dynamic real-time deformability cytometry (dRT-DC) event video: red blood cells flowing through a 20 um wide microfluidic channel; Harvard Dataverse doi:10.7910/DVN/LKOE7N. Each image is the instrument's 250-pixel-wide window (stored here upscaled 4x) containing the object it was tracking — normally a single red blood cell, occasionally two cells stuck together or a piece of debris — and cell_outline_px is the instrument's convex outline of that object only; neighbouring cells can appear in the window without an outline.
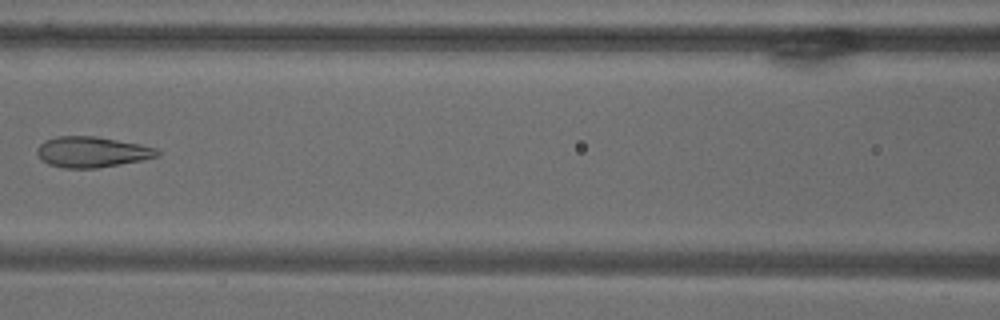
{"species": "common noctule bat (a hibernating species)", "species_latin": "Nyctalus noctula", "temperature_condition": "warm", "stored_images_in_passage": 10, "camera_frame_rate_fps": 3000, "um_per_image_px": 0.085, "animal": {"sex": "male", "body_mass_g": 18.8}, "frame": {"image": 1, "passage_image": 10, "time_ms": 11.0, "image_size_px": [1000, 320], "cell_outline_px": [[160, 156], [140, 160], [96, 168], [64, 168], [48, 164], [40, 160], [36, 152], [36, 148], [44, 140], [56, 136], [96, 136], [140, 144], [156, 148], [160, 152]], "centroid_in_image_um": [7.77, 12.91], "position_along_channel_um": 158.8, "area_um2": 21.56}}